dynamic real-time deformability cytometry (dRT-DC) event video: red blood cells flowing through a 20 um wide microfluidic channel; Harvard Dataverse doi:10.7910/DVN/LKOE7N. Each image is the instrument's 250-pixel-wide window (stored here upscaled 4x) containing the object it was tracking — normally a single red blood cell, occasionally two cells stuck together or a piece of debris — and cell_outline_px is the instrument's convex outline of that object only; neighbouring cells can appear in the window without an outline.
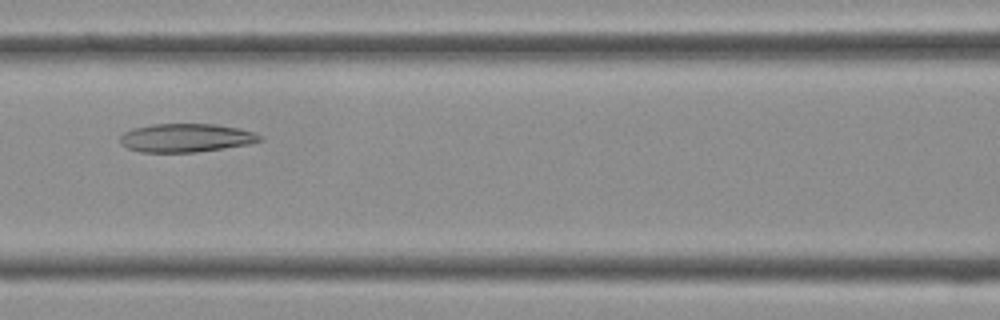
{"species": "Egyptian fruit bat (a non-hibernating species)", "species_latin": "Rousettus aegyptiacus", "temperature_condition": "cold", "stored_images_in_passage": 40, "camera_frame_rate_fps": 3000, "um_per_image_px": 0.085, "frame": {"image": 1, "passage_image": 17, "time_ms": 5.333, "image_size_px": [1000, 320], "cell_outline_px": [[264, 140], [248, 144], [196, 152], [140, 152], [128, 148], [120, 144], [120, 136], [124, 132], [132, 128], [152, 124], [216, 124], [240, 128], [264, 136]], "centroid_in_image_um": [15.81, 11.71], "position_along_channel_um": 150.8, "area_um2": 23.29}}
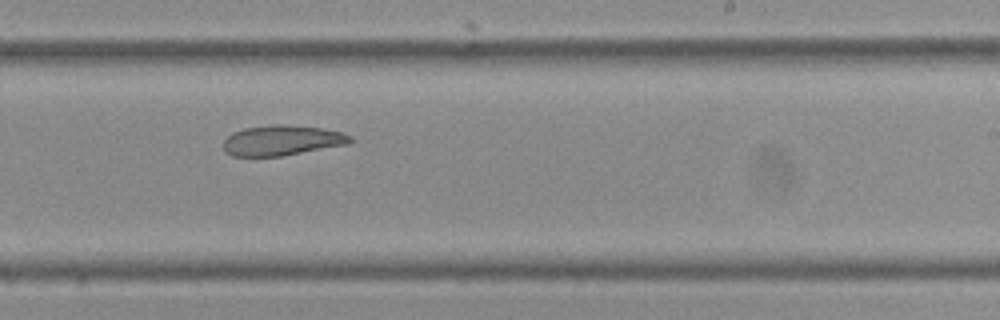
{"frame": {"image": 2, "passage_image": 24, "time_ms": 7.667, "image_size_px": [1000, 320], "cell_outline_px": [[352, 140], [348, 144], [280, 156], [232, 156], [224, 152], [224, 140], [232, 132], [244, 128], [272, 124], [280, 124], [320, 128], [344, 132], [352, 136]], "centroid_in_image_um": [23.95, 11.93], "position_along_channel_um": 265.0, "area_um2": 22.31}}
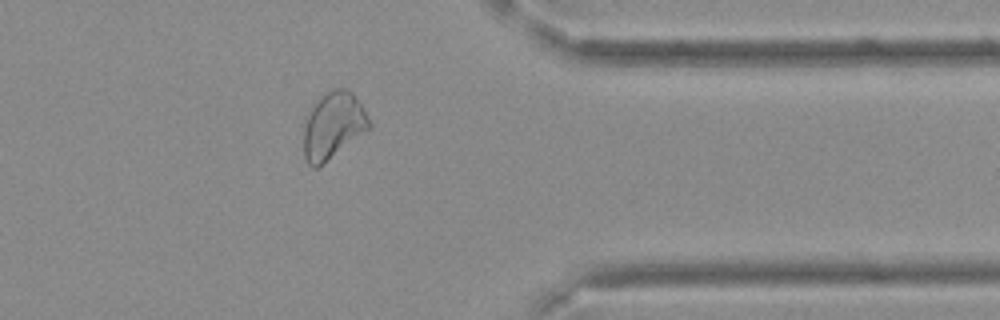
{"frame": {"image": 3, "passage_image": 32, "time_ms": 10.333, "image_size_px": [1000, 320], "cell_outline_px": [[372, 128], [316, 168], [312, 168], [308, 164], [304, 156], [304, 116], [320, 96], [336, 88], [348, 88], [352, 92], [364, 108], [372, 124]], "centroid_in_image_um": [28.32, 10.65], "position_along_channel_um": 383.1, "area_um2": 25.66}}